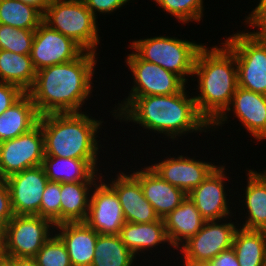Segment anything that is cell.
I'll use <instances>...</instances> for the list:
<instances>
[{
  "mask_svg": "<svg viewBox=\"0 0 266 266\" xmlns=\"http://www.w3.org/2000/svg\"><path fill=\"white\" fill-rule=\"evenodd\" d=\"M187 88L188 86L173 95L125 97L117 105L115 102L109 112L121 124L133 122V125H139L146 130L145 133L150 131L149 133L165 136L164 140H168V143L180 137L184 138L189 133H210L211 126L196 108L192 96L195 92L190 94Z\"/></svg>",
  "mask_w": 266,
  "mask_h": 266,
  "instance_id": "6da1fadb",
  "label": "cell"
},
{
  "mask_svg": "<svg viewBox=\"0 0 266 266\" xmlns=\"http://www.w3.org/2000/svg\"><path fill=\"white\" fill-rule=\"evenodd\" d=\"M99 56L84 51L70 62L36 71L34 85L27 93L39 115L84 112L86 101L93 97Z\"/></svg>",
  "mask_w": 266,
  "mask_h": 266,
  "instance_id": "7a4b0ae2",
  "label": "cell"
},
{
  "mask_svg": "<svg viewBox=\"0 0 266 266\" xmlns=\"http://www.w3.org/2000/svg\"><path fill=\"white\" fill-rule=\"evenodd\" d=\"M205 44L197 53L192 81L199 114L211 126L229 107L238 87L235 55L222 43ZM195 77V78H194ZM199 94H198V93Z\"/></svg>",
  "mask_w": 266,
  "mask_h": 266,
  "instance_id": "3957f363",
  "label": "cell"
},
{
  "mask_svg": "<svg viewBox=\"0 0 266 266\" xmlns=\"http://www.w3.org/2000/svg\"><path fill=\"white\" fill-rule=\"evenodd\" d=\"M84 110L40 116L38 123L44 135V156L100 159L101 150L106 153L97 139L104 126L103 118L98 120Z\"/></svg>",
  "mask_w": 266,
  "mask_h": 266,
  "instance_id": "277c9868",
  "label": "cell"
},
{
  "mask_svg": "<svg viewBox=\"0 0 266 266\" xmlns=\"http://www.w3.org/2000/svg\"><path fill=\"white\" fill-rule=\"evenodd\" d=\"M129 41L128 49L133 50L142 60L179 75L187 84L193 78L197 53L206 44L167 35Z\"/></svg>",
  "mask_w": 266,
  "mask_h": 266,
  "instance_id": "5b68a950",
  "label": "cell"
},
{
  "mask_svg": "<svg viewBox=\"0 0 266 266\" xmlns=\"http://www.w3.org/2000/svg\"><path fill=\"white\" fill-rule=\"evenodd\" d=\"M43 22L73 39L85 51L99 54L100 24L83 0H51L43 14Z\"/></svg>",
  "mask_w": 266,
  "mask_h": 266,
  "instance_id": "8992f818",
  "label": "cell"
},
{
  "mask_svg": "<svg viewBox=\"0 0 266 266\" xmlns=\"http://www.w3.org/2000/svg\"><path fill=\"white\" fill-rule=\"evenodd\" d=\"M225 38L222 43L235 55L238 86L266 95V43L256 39L248 28L236 33L233 30Z\"/></svg>",
  "mask_w": 266,
  "mask_h": 266,
  "instance_id": "52a82bcc",
  "label": "cell"
},
{
  "mask_svg": "<svg viewBox=\"0 0 266 266\" xmlns=\"http://www.w3.org/2000/svg\"><path fill=\"white\" fill-rule=\"evenodd\" d=\"M55 234V225L39 215H14L3 230L4 255L34 258Z\"/></svg>",
  "mask_w": 266,
  "mask_h": 266,
  "instance_id": "ba28073f",
  "label": "cell"
},
{
  "mask_svg": "<svg viewBox=\"0 0 266 266\" xmlns=\"http://www.w3.org/2000/svg\"><path fill=\"white\" fill-rule=\"evenodd\" d=\"M236 219L238 218L235 214V218L230 216L222 220L205 221L199 232L177 249L181 255L176 257L177 261L180 258L185 261L210 262L223 250L231 248L234 234L239 227Z\"/></svg>",
  "mask_w": 266,
  "mask_h": 266,
  "instance_id": "9c48e42d",
  "label": "cell"
},
{
  "mask_svg": "<svg viewBox=\"0 0 266 266\" xmlns=\"http://www.w3.org/2000/svg\"><path fill=\"white\" fill-rule=\"evenodd\" d=\"M125 57L123 63H126L133 79L132 86H129L131 90L125 97L173 95L190 86L179 75L142 60L133 50Z\"/></svg>",
  "mask_w": 266,
  "mask_h": 266,
  "instance_id": "30bf717a",
  "label": "cell"
},
{
  "mask_svg": "<svg viewBox=\"0 0 266 266\" xmlns=\"http://www.w3.org/2000/svg\"><path fill=\"white\" fill-rule=\"evenodd\" d=\"M222 164L219 163L206 179L187 195L206 221L229 218L230 216H235L237 211L233 207L237 201L235 200L234 202L232 200L234 197L231 200L229 199L233 194H230L231 189H229L230 186L226 182H231L230 180L233 177H229L231 174H227V172L230 170L226 168L227 166L224 163ZM228 191L230 195H228ZM231 204L233 205L230 207Z\"/></svg>",
  "mask_w": 266,
  "mask_h": 266,
  "instance_id": "8fae6325",
  "label": "cell"
},
{
  "mask_svg": "<svg viewBox=\"0 0 266 266\" xmlns=\"http://www.w3.org/2000/svg\"><path fill=\"white\" fill-rule=\"evenodd\" d=\"M44 135L38 123L20 136L0 142V179L42 165Z\"/></svg>",
  "mask_w": 266,
  "mask_h": 266,
  "instance_id": "7c38bea8",
  "label": "cell"
},
{
  "mask_svg": "<svg viewBox=\"0 0 266 266\" xmlns=\"http://www.w3.org/2000/svg\"><path fill=\"white\" fill-rule=\"evenodd\" d=\"M230 113L241 123L247 132L258 142L266 140V95L237 87L229 107L211 125V133L229 123ZM235 114V115H234ZM229 115V116H228Z\"/></svg>",
  "mask_w": 266,
  "mask_h": 266,
  "instance_id": "4fadbf2b",
  "label": "cell"
},
{
  "mask_svg": "<svg viewBox=\"0 0 266 266\" xmlns=\"http://www.w3.org/2000/svg\"><path fill=\"white\" fill-rule=\"evenodd\" d=\"M85 50L42 22L35 30L30 57L36 71L77 59Z\"/></svg>",
  "mask_w": 266,
  "mask_h": 266,
  "instance_id": "5bb4252c",
  "label": "cell"
},
{
  "mask_svg": "<svg viewBox=\"0 0 266 266\" xmlns=\"http://www.w3.org/2000/svg\"><path fill=\"white\" fill-rule=\"evenodd\" d=\"M168 154L167 157L148 165L156 174L172 186L183 190L187 195L219 165L218 162L196 159V155L188 156ZM186 155V156H185ZM177 156V157H176Z\"/></svg>",
  "mask_w": 266,
  "mask_h": 266,
  "instance_id": "9a60e30c",
  "label": "cell"
},
{
  "mask_svg": "<svg viewBox=\"0 0 266 266\" xmlns=\"http://www.w3.org/2000/svg\"><path fill=\"white\" fill-rule=\"evenodd\" d=\"M85 222L101 235H119L125 224L117 194L102 178L92 188Z\"/></svg>",
  "mask_w": 266,
  "mask_h": 266,
  "instance_id": "2e32d148",
  "label": "cell"
},
{
  "mask_svg": "<svg viewBox=\"0 0 266 266\" xmlns=\"http://www.w3.org/2000/svg\"><path fill=\"white\" fill-rule=\"evenodd\" d=\"M14 215H39L48 178L42 165L15 173L5 179Z\"/></svg>",
  "mask_w": 266,
  "mask_h": 266,
  "instance_id": "e0dca14e",
  "label": "cell"
},
{
  "mask_svg": "<svg viewBox=\"0 0 266 266\" xmlns=\"http://www.w3.org/2000/svg\"><path fill=\"white\" fill-rule=\"evenodd\" d=\"M124 170L114 172L116 174L114 178L108 175H102L101 178L116 192L125 222L151 223L159 220L154 208L145 198L140 182L130 172H126V169Z\"/></svg>",
  "mask_w": 266,
  "mask_h": 266,
  "instance_id": "ac0fdd59",
  "label": "cell"
},
{
  "mask_svg": "<svg viewBox=\"0 0 266 266\" xmlns=\"http://www.w3.org/2000/svg\"><path fill=\"white\" fill-rule=\"evenodd\" d=\"M246 177L245 182L246 186L244 185V188L242 187L241 193L243 191V194H238L237 197L241 198L242 200H239V207L240 202L242 203L240 210L238 208L239 212L238 214L246 215L239 216L240 221L238 219V225L239 227L245 228V229H255V230H266V169L262 171H256L254 169H248L246 168ZM242 195V196H241ZM244 195V196H243ZM244 203V204H243ZM245 206V207H244ZM246 209V212H245ZM244 210V214H243ZM241 212V214H240Z\"/></svg>",
  "mask_w": 266,
  "mask_h": 266,
  "instance_id": "d6986e66",
  "label": "cell"
},
{
  "mask_svg": "<svg viewBox=\"0 0 266 266\" xmlns=\"http://www.w3.org/2000/svg\"><path fill=\"white\" fill-rule=\"evenodd\" d=\"M132 169L129 172L140 182L145 198L159 218L163 219L187 197L183 190L166 182L148 165H144L142 169L138 168L139 170Z\"/></svg>",
  "mask_w": 266,
  "mask_h": 266,
  "instance_id": "ffe728a7",
  "label": "cell"
},
{
  "mask_svg": "<svg viewBox=\"0 0 266 266\" xmlns=\"http://www.w3.org/2000/svg\"><path fill=\"white\" fill-rule=\"evenodd\" d=\"M55 234L65 244L72 266L92 265L99 234L86 222L58 224Z\"/></svg>",
  "mask_w": 266,
  "mask_h": 266,
  "instance_id": "44dd1931",
  "label": "cell"
},
{
  "mask_svg": "<svg viewBox=\"0 0 266 266\" xmlns=\"http://www.w3.org/2000/svg\"><path fill=\"white\" fill-rule=\"evenodd\" d=\"M119 236L123 244L138 258L139 256L143 257L142 254H147V252L152 255L155 249L158 250V253H162L160 251L162 248L173 249L168 240L165 223L162 218L151 223L125 222ZM164 245H167V247H164Z\"/></svg>",
  "mask_w": 266,
  "mask_h": 266,
  "instance_id": "7402d4cb",
  "label": "cell"
},
{
  "mask_svg": "<svg viewBox=\"0 0 266 266\" xmlns=\"http://www.w3.org/2000/svg\"><path fill=\"white\" fill-rule=\"evenodd\" d=\"M100 159H74L56 156H44L42 166L48 181L67 183L80 181H98L103 173ZM99 165V166H98ZM101 168V169H99ZM101 170V171H100Z\"/></svg>",
  "mask_w": 266,
  "mask_h": 266,
  "instance_id": "603a6c76",
  "label": "cell"
},
{
  "mask_svg": "<svg viewBox=\"0 0 266 266\" xmlns=\"http://www.w3.org/2000/svg\"><path fill=\"white\" fill-rule=\"evenodd\" d=\"M163 220L168 240L174 251L195 236L206 221L189 196Z\"/></svg>",
  "mask_w": 266,
  "mask_h": 266,
  "instance_id": "cb8c5ba5",
  "label": "cell"
},
{
  "mask_svg": "<svg viewBox=\"0 0 266 266\" xmlns=\"http://www.w3.org/2000/svg\"><path fill=\"white\" fill-rule=\"evenodd\" d=\"M40 115L31 96L25 93L0 115V142L30 131L39 122Z\"/></svg>",
  "mask_w": 266,
  "mask_h": 266,
  "instance_id": "d4e9b609",
  "label": "cell"
},
{
  "mask_svg": "<svg viewBox=\"0 0 266 266\" xmlns=\"http://www.w3.org/2000/svg\"><path fill=\"white\" fill-rule=\"evenodd\" d=\"M97 181L61 183V223L85 222L90 194Z\"/></svg>",
  "mask_w": 266,
  "mask_h": 266,
  "instance_id": "484cf974",
  "label": "cell"
},
{
  "mask_svg": "<svg viewBox=\"0 0 266 266\" xmlns=\"http://www.w3.org/2000/svg\"><path fill=\"white\" fill-rule=\"evenodd\" d=\"M232 247L240 266H266V230L238 227Z\"/></svg>",
  "mask_w": 266,
  "mask_h": 266,
  "instance_id": "4316f807",
  "label": "cell"
},
{
  "mask_svg": "<svg viewBox=\"0 0 266 266\" xmlns=\"http://www.w3.org/2000/svg\"><path fill=\"white\" fill-rule=\"evenodd\" d=\"M35 79L36 70L30 55L0 49V82L14 84L27 93Z\"/></svg>",
  "mask_w": 266,
  "mask_h": 266,
  "instance_id": "83f0119b",
  "label": "cell"
},
{
  "mask_svg": "<svg viewBox=\"0 0 266 266\" xmlns=\"http://www.w3.org/2000/svg\"><path fill=\"white\" fill-rule=\"evenodd\" d=\"M123 244L119 235H98L91 266H140L139 259Z\"/></svg>",
  "mask_w": 266,
  "mask_h": 266,
  "instance_id": "f1b7e54d",
  "label": "cell"
},
{
  "mask_svg": "<svg viewBox=\"0 0 266 266\" xmlns=\"http://www.w3.org/2000/svg\"><path fill=\"white\" fill-rule=\"evenodd\" d=\"M43 22V14L20 0H0V24L17 29L36 30Z\"/></svg>",
  "mask_w": 266,
  "mask_h": 266,
  "instance_id": "f546056e",
  "label": "cell"
},
{
  "mask_svg": "<svg viewBox=\"0 0 266 266\" xmlns=\"http://www.w3.org/2000/svg\"><path fill=\"white\" fill-rule=\"evenodd\" d=\"M205 0H152V2L158 5V8H162L164 14L174 16L175 21L180 24H188L190 22L201 23L203 19Z\"/></svg>",
  "mask_w": 266,
  "mask_h": 266,
  "instance_id": "4dcf8cb0",
  "label": "cell"
},
{
  "mask_svg": "<svg viewBox=\"0 0 266 266\" xmlns=\"http://www.w3.org/2000/svg\"><path fill=\"white\" fill-rule=\"evenodd\" d=\"M35 30L17 29L0 24V49L30 55Z\"/></svg>",
  "mask_w": 266,
  "mask_h": 266,
  "instance_id": "1f68e13d",
  "label": "cell"
},
{
  "mask_svg": "<svg viewBox=\"0 0 266 266\" xmlns=\"http://www.w3.org/2000/svg\"><path fill=\"white\" fill-rule=\"evenodd\" d=\"M38 266H72L65 244L54 234L35 255Z\"/></svg>",
  "mask_w": 266,
  "mask_h": 266,
  "instance_id": "d6a6232c",
  "label": "cell"
},
{
  "mask_svg": "<svg viewBox=\"0 0 266 266\" xmlns=\"http://www.w3.org/2000/svg\"><path fill=\"white\" fill-rule=\"evenodd\" d=\"M61 183L48 181L40 204V216L55 226L61 224Z\"/></svg>",
  "mask_w": 266,
  "mask_h": 266,
  "instance_id": "836d02e7",
  "label": "cell"
},
{
  "mask_svg": "<svg viewBox=\"0 0 266 266\" xmlns=\"http://www.w3.org/2000/svg\"><path fill=\"white\" fill-rule=\"evenodd\" d=\"M259 1V2H258ZM257 6L241 21L244 27L253 29L250 33L259 41L266 43V0H258ZM256 29V30H255Z\"/></svg>",
  "mask_w": 266,
  "mask_h": 266,
  "instance_id": "e575fe53",
  "label": "cell"
},
{
  "mask_svg": "<svg viewBox=\"0 0 266 266\" xmlns=\"http://www.w3.org/2000/svg\"><path fill=\"white\" fill-rule=\"evenodd\" d=\"M86 7L97 19L98 16L116 13L119 9L126 8L131 0H83ZM125 6V7H124ZM99 15H98V14ZM101 14V15H100Z\"/></svg>",
  "mask_w": 266,
  "mask_h": 266,
  "instance_id": "d590c367",
  "label": "cell"
},
{
  "mask_svg": "<svg viewBox=\"0 0 266 266\" xmlns=\"http://www.w3.org/2000/svg\"><path fill=\"white\" fill-rule=\"evenodd\" d=\"M25 92L18 86L0 82V115L17 102Z\"/></svg>",
  "mask_w": 266,
  "mask_h": 266,
  "instance_id": "8d00e7d4",
  "label": "cell"
},
{
  "mask_svg": "<svg viewBox=\"0 0 266 266\" xmlns=\"http://www.w3.org/2000/svg\"><path fill=\"white\" fill-rule=\"evenodd\" d=\"M14 216L11 208L10 191L5 179H0V231L3 232L5 226Z\"/></svg>",
  "mask_w": 266,
  "mask_h": 266,
  "instance_id": "74e56055",
  "label": "cell"
},
{
  "mask_svg": "<svg viewBox=\"0 0 266 266\" xmlns=\"http://www.w3.org/2000/svg\"><path fill=\"white\" fill-rule=\"evenodd\" d=\"M209 263L211 266H240L233 247L223 250Z\"/></svg>",
  "mask_w": 266,
  "mask_h": 266,
  "instance_id": "f35d334b",
  "label": "cell"
},
{
  "mask_svg": "<svg viewBox=\"0 0 266 266\" xmlns=\"http://www.w3.org/2000/svg\"><path fill=\"white\" fill-rule=\"evenodd\" d=\"M20 1L37 8L42 14H44L46 7L51 2V0H20Z\"/></svg>",
  "mask_w": 266,
  "mask_h": 266,
  "instance_id": "ab89813d",
  "label": "cell"
},
{
  "mask_svg": "<svg viewBox=\"0 0 266 266\" xmlns=\"http://www.w3.org/2000/svg\"><path fill=\"white\" fill-rule=\"evenodd\" d=\"M15 266H38L35 258L14 257Z\"/></svg>",
  "mask_w": 266,
  "mask_h": 266,
  "instance_id": "60d3db41",
  "label": "cell"
},
{
  "mask_svg": "<svg viewBox=\"0 0 266 266\" xmlns=\"http://www.w3.org/2000/svg\"><path fill=\"white\" fill-rule=\"evenodd\" d=\"M179 261L182 264L181 266H211L209 262H193V261H185L181 259Z\"/></svg>",
  "mask_w": 266,
  "mask_h": 266,
  "instance_id": "b9f144b4",
  "label": "cell"
},
{
  "mask_svg": "<svg viewBox=\"0 0 266 266\" xmlns=\"http://www.w3.org/2000/svg\"><path fill=\"white\" fill-rule=\"evenodd\" d=\"M0 266H15L14 257H8V256L4 255L0 259Z\"/></svg>",
  "mask_w": 266,
  "mask_h": 266,
  "instance_id": "7bdbcfd3",
  "label": "cell"
},
{
  "mask_svg": "<svg viewBox=\"0 0 266 266\" xmlns=\"http://www.w3.org/2000/svg\"><path fill=\"white\" fill-rule=\"evenodd\" d=\"M4 256L3 232L0 231V259Z\"/></svg>",
  "mask_w": 266,
  "mask_h": 266,
  "instance_id": "ee69618b",
  "label": "cell"
}]
</instances>
